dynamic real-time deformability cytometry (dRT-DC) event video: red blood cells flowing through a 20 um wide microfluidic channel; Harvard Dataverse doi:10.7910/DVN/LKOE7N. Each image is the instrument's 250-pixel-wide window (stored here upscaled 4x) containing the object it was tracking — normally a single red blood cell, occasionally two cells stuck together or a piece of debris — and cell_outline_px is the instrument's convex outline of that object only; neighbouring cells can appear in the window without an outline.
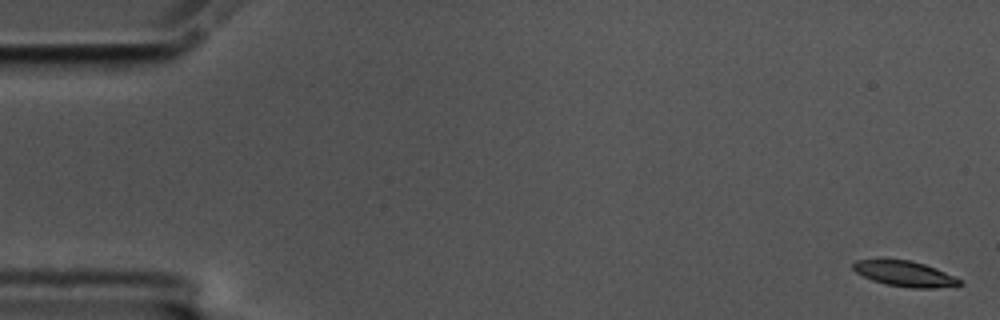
{"species": "common noctule bat (a hibernating species)", "species_latin": "Nyctalus noctula", "temperature_condition": "cold", "stored_images_in_passage": 58, "camera_frame_rate_fps": 3000, "um_per_image_px": 0.085, "animal": {"sex": "male", "body_mass_g": 17.5, "forearm_length_mm": 52.3}, "frame": {"image": 1, "passage_image": 1, "time_ms": 0.0, "image_size_px": [1000, 320], "cell_outline_px": [[964, 284], [936, 288], [912, 288], [884, 284], [872, 280], [856, 272], [852, 268], [852, 264], [856, 260], [880, 256], [912, 260], [936, 268], [960, 280]], "centroid_in_image_um": [76.8, 23.21], "position_along_channel_um": 8.2, "area_um2": 16.42}}
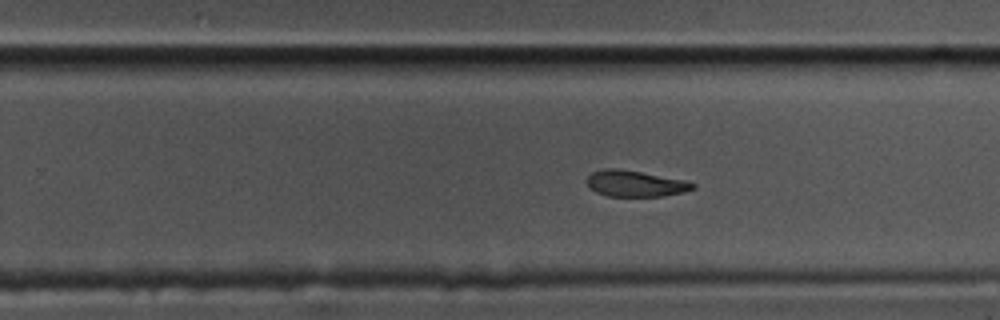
{"frame": {"image": 2, "passage_image": 36, "time_ms": 11.667, "image_size_px": [1000, 320], "cell_outline_px": [[696, 188], [684, 192], [664, 196], [608, 196], [596, 192], [588, 188], [588, 176], [592, 172], [604, 168], [616, 168], [640, 172], [684, 180], [696, 184]], "centroid_in_image_um": [53.99, 15.61], "position_along_channel_um": 275.8, "area_um2": 16.07}}
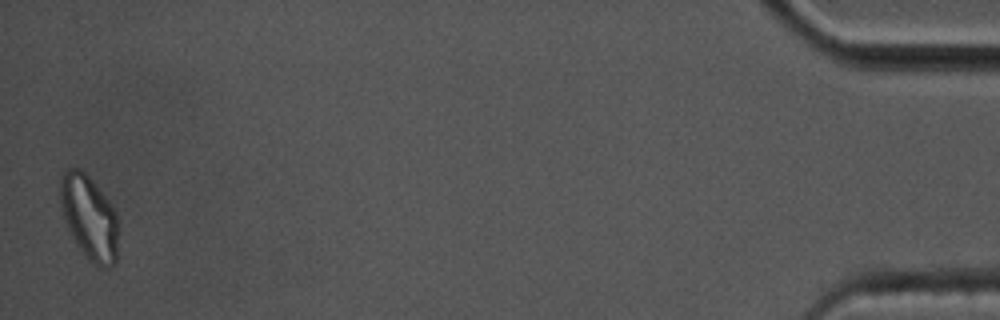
{"frame": {"image": 3, "passage_image": 57, "time_ms": 18.667, "image_size_px": [1000, 320], "cell_outline_px": [[120, 224], [116, 264], [108, 268], [100, 268], [88, 260], [76, 244], [64, 220], [60, 204], [60, 176], [64, 168], [80, 168], [92, 180], [108, 200], [116, 212]], "centroid_in_image_um": [7.61, 18.51], "position_along_channel_um": 427.6, "area_um2": 29.25}, "authors_computed_cell_mechanics": {"area_um2": 17.051, "velocity_mm_per_s": 3.4838, "shape_relaxation_time_tau1_ms": null, "shape_relaxation_time_tau2_ms": 6.7154, "deformation_change_tau1": null, "deformation_change_tau2": 0.1367}}